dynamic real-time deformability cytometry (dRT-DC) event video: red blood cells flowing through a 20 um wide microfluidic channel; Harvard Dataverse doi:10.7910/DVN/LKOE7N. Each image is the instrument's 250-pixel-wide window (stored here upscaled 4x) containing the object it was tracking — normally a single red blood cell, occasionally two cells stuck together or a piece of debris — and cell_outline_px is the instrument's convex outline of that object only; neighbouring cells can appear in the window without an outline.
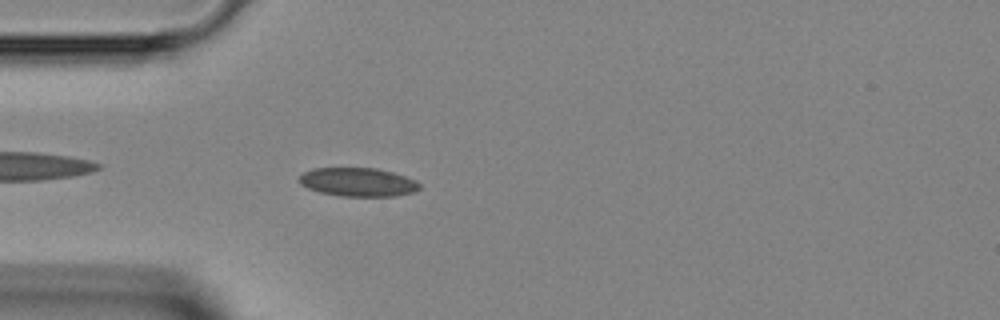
{"species": "Egyptian fruit bat (a non-hibernating species)", "species_latin": "Rousettus aegyptiacus", "temperature_condition": "room temperature", "stored_images_in_passage": 36, "camera_frame_rate_fps": 3000, "um_per_image_px": 0.085, "animal": {"sex": "female"}, "frame": {"image": 1, "passage_image": 4, "time_ms": 1.0, "image_size_px": [1000, 320], "cell_outline_px": [[420, 188], [416, 192], [396, 196], [340, 196], [320, 192], [308, 188], [300, 184], [300, 176], [304, 172], [312, 168], [376, 168], [392, 172], [416, 180], [420, 184]], "centroid_in_image_um": [30.45, 15.48], "position_along_channel_um": 54.5, "area_um2": 20.11}}
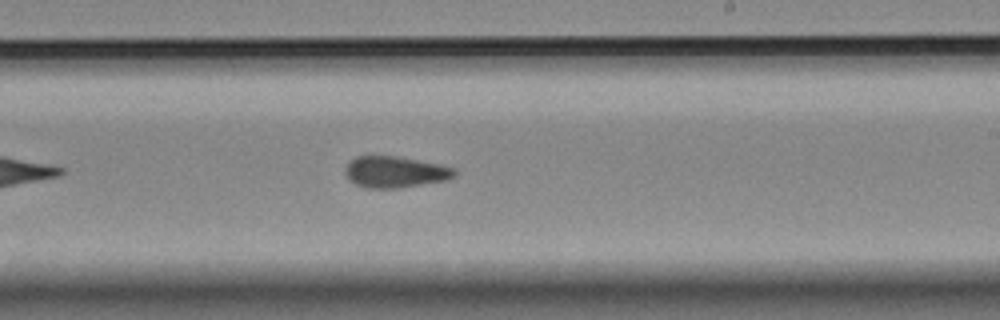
{"frame": {"image": 2, "passage_image": 18, "time_ms": 5.667, "image_size_px": [1000, 320], "cell_outline_px": [[456, 176], [448, 180], [396, 188], [368, 188], [356, 184], [348, 180], [344, 172], [344, 168], [356, 156], [396, 156], [440, 164], [456, 168]], "centroid_in_image_um": [33.6, 14.62], "position_along_channel_um": 255.4, "area_um2": 20.0}}
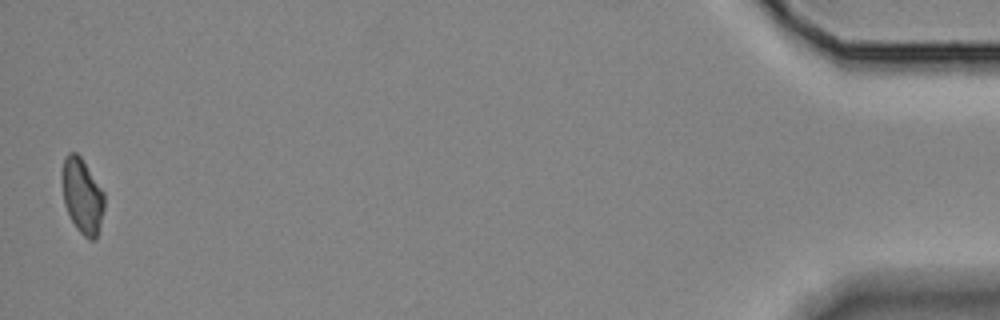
{"frame": {"image": 3, "passage_image": 36, "time_ms": 11.667, "image_size_px": [1000, 320], "cell_outline_px": [[104, 208], [96, 240], [88, 240], [76, 228], [64, 204], [60, 180], [60, 172], [64, 156], [68, 152], [76, 152], [80, 156], [104, 192]], "centroid_in_image_um": [6.95, 16.62], "position_along_channel_um": 428.2, "area_um2": 18.79}}